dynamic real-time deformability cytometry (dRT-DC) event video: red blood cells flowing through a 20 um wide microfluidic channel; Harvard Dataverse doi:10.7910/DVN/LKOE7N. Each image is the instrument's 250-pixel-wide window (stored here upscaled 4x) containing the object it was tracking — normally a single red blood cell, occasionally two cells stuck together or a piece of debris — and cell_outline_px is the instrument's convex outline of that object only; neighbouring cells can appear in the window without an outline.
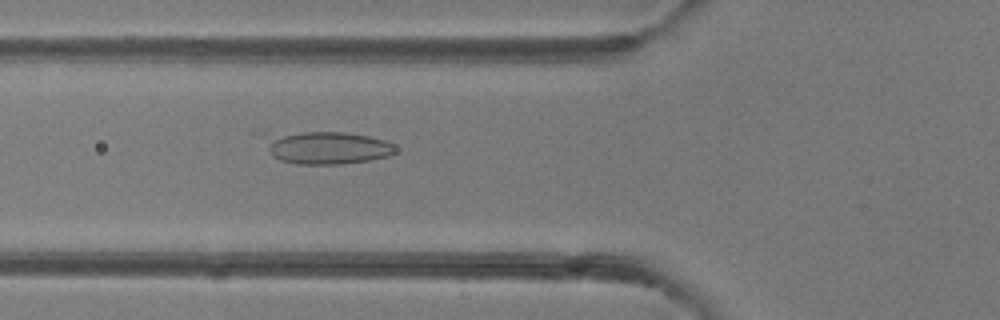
{"species": "common noctule bat (a hibernating species)", "species_latin": "Nyctalus noctula", "temperature_condition": "room temperature", "stored_images_in_passage": 49, "camera_frame_rate_fps": 3000, "um_per_image_px": 0.085, "animal": {"sex": "female"}, "frame": {"image": 1, "passage_image": 18, "time_ms": 5.667, "image_size_px": [1000, 320], "cell_outline_px": [[396, 152], [388, 156], [368, 160], [340, 164], [296, 164], [280, 160], [272, 156], [268, 148], [276, 140], [284, 136], [300, 132], [344, 132], [368, 136], [384, 140], [392, 144], [396, 148]], "centroid_in_image_um": [27.99, 12.59], "position_along_channel_um": 97.8, "area_um2": 23.52}}
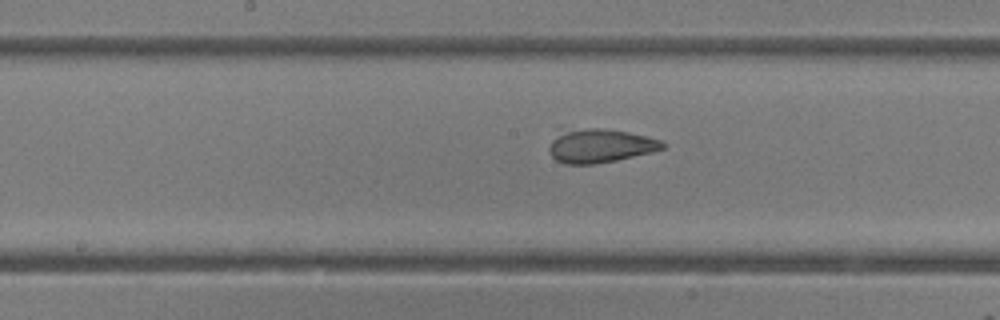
{"frame": {"image": 2, "passage_image": 25, "time_ms": 8.0, "image_size_px": [1000, 320], "cell_outline_px": [[668, 144], [664, 148], [652, 152], [616, 160], [592, 164], [564, 164], [556, 160], [548, 152], [548, 148], [556, 128], [604, 128], [628, 132], [660, 140]], "centroid_in_image_um": [50.91, 12.36], "position_along_channel_um": 197.3, "area_um2": 22.89}}
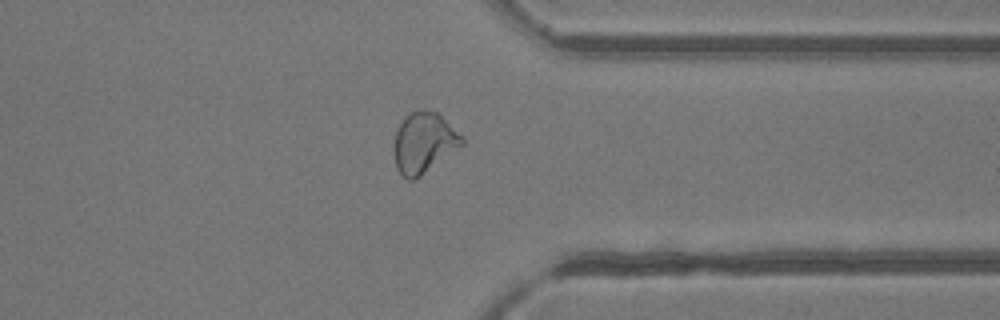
{"frame": {"image": 3, "passage_image": 38, "time_ms": 12.333, "image_size_px": [1000, 320], "cell_outline_px": [[464, 144], [416, 180], [408, 180], [396, 168], [396, 132], [400, 124], [412, 112], [436, 112], [464, 136]], "centroid_in_image_um": [36.08, 12.18], "position_along_channel_um": 375.3, "area_um2": 23.24}, "authors_computed_cell_mechanics": {"area_um2": 25.6054, "velocity_mm_per_s": 4.2101, "shape_relaxation_time_tau1_ms": 7.4513, "shape_relaxation_time_tau2_ms": null, "deformation_change_tau1": 0.1531, "deformation_change_tau2": null}}